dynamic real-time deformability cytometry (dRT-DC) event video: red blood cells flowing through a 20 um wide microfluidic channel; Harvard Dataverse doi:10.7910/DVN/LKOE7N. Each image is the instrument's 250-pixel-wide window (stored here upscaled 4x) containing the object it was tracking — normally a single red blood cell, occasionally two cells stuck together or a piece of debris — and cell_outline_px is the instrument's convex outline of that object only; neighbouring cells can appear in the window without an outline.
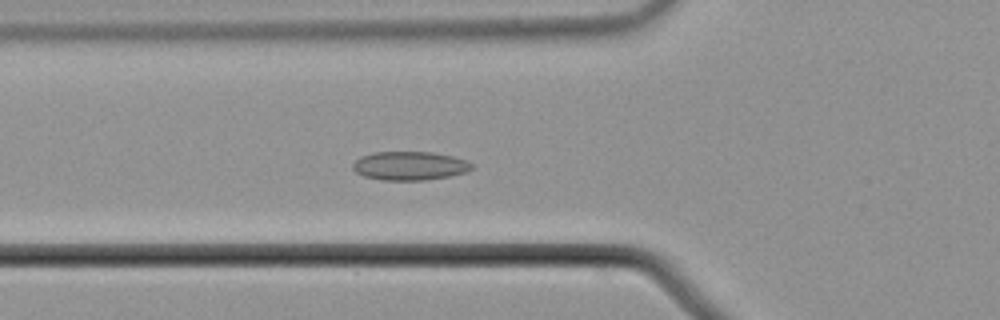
{"species": "common noctule bat (a hibernating species)", "species_latin": "Nyctalus noctula", "temperature_condition": "cold", "stored_images_in_passage": 57, "camera_frame_rate_fps": 3000, "um_per_image_px": 0.085, "animal": {"sex": "male", "body_mass_g": 21.5, "forearm_length_mm": 52.0}, "frame": {"image": 1, "passage_image": 21, "time_ms": 6.667, "image_size_px": [1000, 320], "cell_outline_px": [[472, 168], [468, 172], [448, 176], [424, 180], [384, 180], [364, 176], [356, 172], [352, 168], [352, 164], [360, 156], [376, 152], [432, 152], [452, 156], [464, 160], [472, 164]], "centroid_in_image_um": [34.81, 14.09], "position_along_channel_um": 91.0, "area_um2": 19.77}}
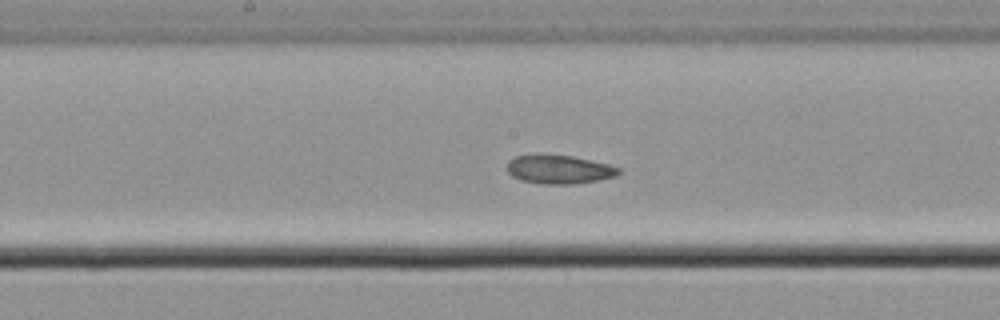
{"frame": {"image": 2, "passage_image": 30, "time_ms": 9.667, "image_size_px": [1000, 320], "cell_outline_px": [[620, 172], [616, 176], [596, 180], [572, 184], [540, 184], [520, 180], [512, 176], [508, 172], [508, 160], [516, 156], [536, 152], [572, 156], [608, 164], [620, 168]], "centroid_in_image_um": [47.46, 14.37], "position_along_channel_um": 200.7, "area_um2": 19.02}}
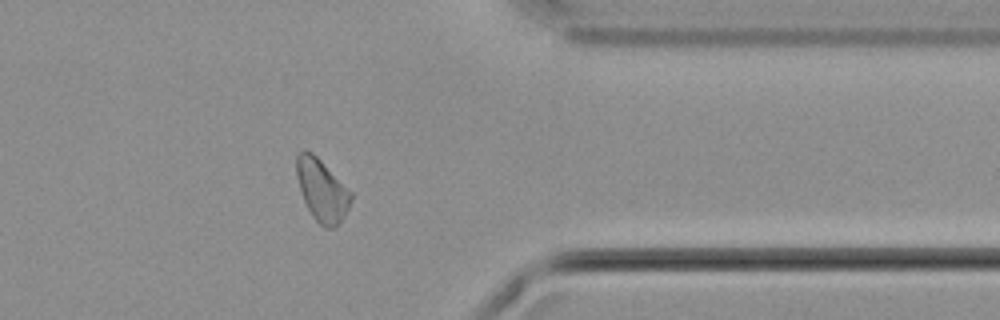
{"frame": {"image": 3, "passage_image": 46, "time_ms": 15.0, "image_size_px": [1000, 320], "cell_outline_px": [[352, 196], [348, 208], [344, 216], [332, 228], [324, 228], [312, 216], [304, 200], [296, 176], [296, 156], [300, 152], [312, 152], [352, 192]], "centroid_in_image_um": [27.35, 16.17], "position_along_channel_um": 384.0, "area_um2": 19.19}, "authors_computed_cell_mechanics": {"area_um2": 19.7098, "velocity_mm_per_s": 3.6676, "shape_relaxation_time_tau1_ms": null, "shape_relaxation_time_tau2_ms": 3.9586, "deformation_change_tau1": null, "deformation_change_tau2": 0.0759}}